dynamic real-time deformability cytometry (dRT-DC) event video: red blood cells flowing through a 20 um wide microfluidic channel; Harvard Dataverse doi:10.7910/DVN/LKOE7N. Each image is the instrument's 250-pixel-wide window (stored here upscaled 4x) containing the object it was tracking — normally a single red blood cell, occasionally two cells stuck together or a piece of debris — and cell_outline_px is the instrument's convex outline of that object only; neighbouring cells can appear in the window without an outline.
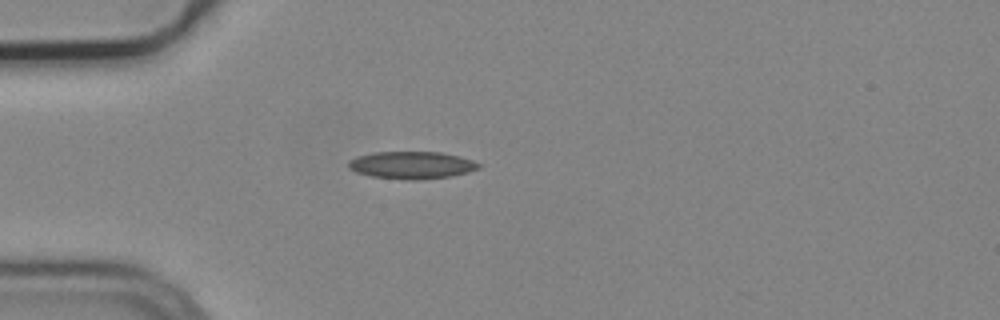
{"species": "common noctule bat (a hibernating species)", "species_latin": "Nyctalus noctula", "temperature_condition": "cold", "stored_images_in_passage": 1, "camera_frame_rate_fps": 3000, "um_per_image_px": 0.085, "animal": {"sex": "male", "body_mass_g": 19.2, "forearm_length_mm": 51.8}, "frame": {"image": 1, "passage_image": 1, "time_ms": 0.0, "image_size_px": [1000, 320], "cell_outline_px": [[480, 168], [468, 172], [452, 176], [416, 180], [412, 180], [372, 176], [356, 172], [348, 168], [348, 160], [356, 156], [376, 152], [440, 152], [460, 156], [472, 160], [480, 164]], "centroid_in_image_um": [34.99, 14.03], "position_along_channel_um": 50.0, "area_um2": 20.75}}